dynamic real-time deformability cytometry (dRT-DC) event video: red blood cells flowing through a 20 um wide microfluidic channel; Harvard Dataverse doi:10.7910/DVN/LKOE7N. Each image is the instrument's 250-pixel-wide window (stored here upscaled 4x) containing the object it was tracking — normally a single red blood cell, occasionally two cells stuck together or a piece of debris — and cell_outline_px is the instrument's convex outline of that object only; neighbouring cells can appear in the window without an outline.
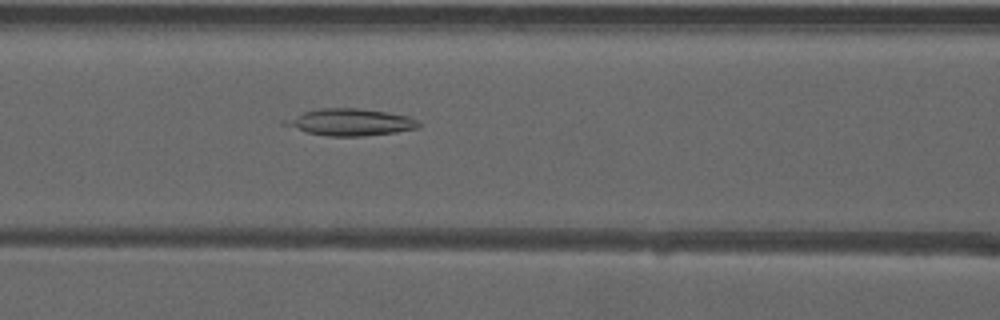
{"species": "common noctule bat (a hibernating species)", "species_latin": "Nyctalus noctula", "temperature_condition": "warm", "stored_images_in_passage": 46, "camera_frame_rate_fps": 3000, "um_per_image_px": 0.085, "animal": {"sex": "male", "forearm_length_mm": 52.5}, "frame": {"image": 1, "passage_image": 17, "time_ms": 5.333, "image_size_px": [1000, 320], "cell_outline_px": [[420, 128], [396, 132], [364, 136], [328, 136], [308, 132], [280, 124], [280, 120], [304, 112], [320, 108], [360, 108], [408, 116], [416, 120], [420, 124]], "centroid_in_image_um": [29.74, 10.38], "position_along_channel_um": 136.9, "area_um2": 20.92}}
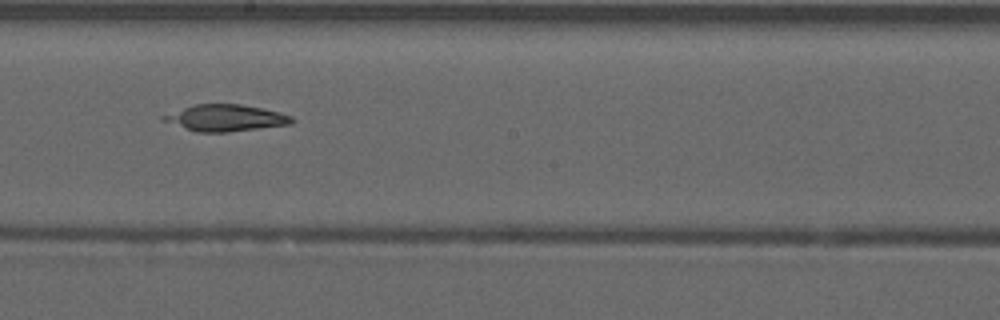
{"frame": {"image": 2, "passage_image": 24, "time_ms": 7.667, "image_size_px": [1000, 320], "cell_outline_px": [[296, 120], [292, 124], [228, 132], [196, 132], [164, 120], [160, 116], [192, 104], [240, 104], [280, 112], [292, 116]], "centroid_in_image_um": [19.21, 10.02], "position_along_channel_um": 229.0, "area_um2": 19.77}}
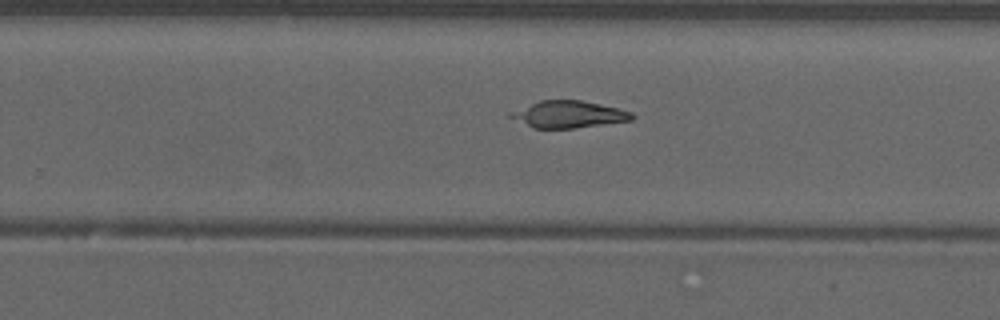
{"frame": {"image": 3, "passage_image": 28, "time_ms": 9.0, "image_size_px": [1000, 320], "cell_outline_px": [[636, 116], [632, 120], [576, 128], [532, 128], [508, 116], [508, 112], [540, 100], [580, 100], [600, 104], [632, 112]], "centroid_in_image_um": [48.31, 9.72], "position_along_channel_um": 281.5, "area_um2": 19.02}, "authors_computed_cell_mechanics": {"area_um2": 20.519, "velocity_mm_per_s": 3.9543, "shape_relaxation_time_tau1_ms": null, "shape_relaxation_time_tau2_ms": 8.9203, "deformation_change_tau1": null, "deformation_change_tau2": 0.0847}}